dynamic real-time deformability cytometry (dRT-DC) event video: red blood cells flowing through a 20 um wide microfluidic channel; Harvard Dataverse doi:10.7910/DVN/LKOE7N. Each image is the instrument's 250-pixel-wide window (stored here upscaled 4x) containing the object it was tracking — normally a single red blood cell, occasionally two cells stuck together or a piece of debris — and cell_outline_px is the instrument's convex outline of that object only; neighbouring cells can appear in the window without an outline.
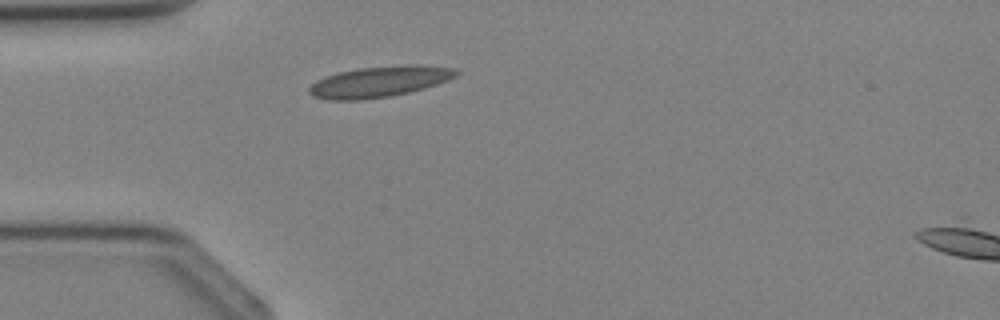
{"species": "Egyptian fruit bat (a non-hibernating species)", "species_latin": "Rousettus aegyptiacus", "temperature_condition": "cold", "stored_images_in_passage": 1, "camera_frame_rate_fps": 3000, "um_per_image_px": 0.085, "animal": {"sex": "female"}, "frame": {"image": 1, "passage_image": 1, "time_ms": 0.0, "image_size_px": [1000, 320], "cell_outline_px": [[460, 72], [456, 76], [448, 80], [424, 88], [408, 92], [388, 96], [360, 100], [328, 100], [312, 96], [308, 92], [308, 88], [316, 80], [340, 72], [356, 68], [404, 64], [416, 64], [456, 68]], "centroid_in_image_um": [32.26, 6.93], "position_along_channel_um": 52.7, "area_um2": 26.53}}